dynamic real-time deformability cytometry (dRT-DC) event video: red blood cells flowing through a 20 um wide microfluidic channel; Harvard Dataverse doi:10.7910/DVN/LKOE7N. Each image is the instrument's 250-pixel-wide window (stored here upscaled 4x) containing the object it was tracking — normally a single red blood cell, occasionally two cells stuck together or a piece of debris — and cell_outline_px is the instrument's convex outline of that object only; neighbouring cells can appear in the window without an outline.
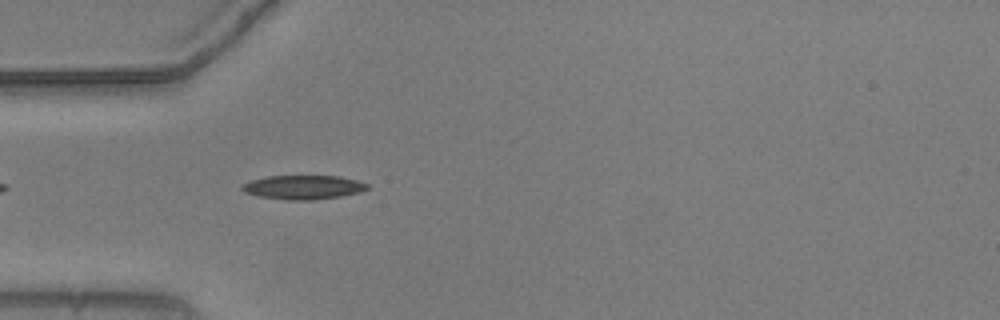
{"species": "common noctule bat (a hibernating species)", "species_latin": "Nyctalus noctula", "temperature_condition": "warm", "stored_images_in_passage": 37, "camera_frame_rate_fps": 3000, "um_per_image_px": 0.085, "animal": {"sex": "male", "body_mass_g": 20.5, "forearm_length_mm": 52.5}, "frame": {"image": 1, "passage_image": 3, "time_ms": 0.667, "image_size_px": [1000, 320], "cell_outline_px": [[368, 188], [360, 192], [340, 196], [312, 200], [288, 200], [260, 196], [244, 192], [240, 188], [244, 184], [252, 180], [268, 176], [340, 176], [356, 180], [368, 184]], "centroid_in_image_um": [25.79, 15.91], "position_along_channel_um": 59.2, "area_um2": 17.34}}
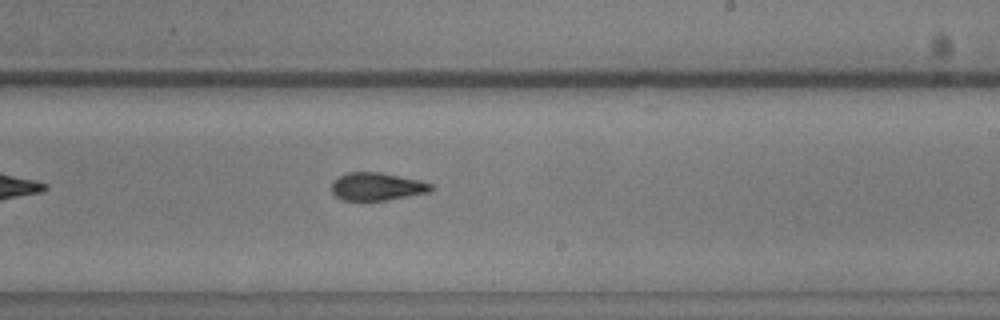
{"frame": {"image": 2, "passage_image": 19, "time_ms": 6.0, "image_size_px": [1000, 320], "cell_outline_px": [[432, 188], [428, 192], [388, 200], [340, 200], [332, 192], [332, 184], [340, 176], [348, 172], [380, 172], [420, 180], [432, 184]], "centroid_in_image_um": [32.04, 15.86], "position_along_channel_um": 257.0, "area_um2": 15.95}}
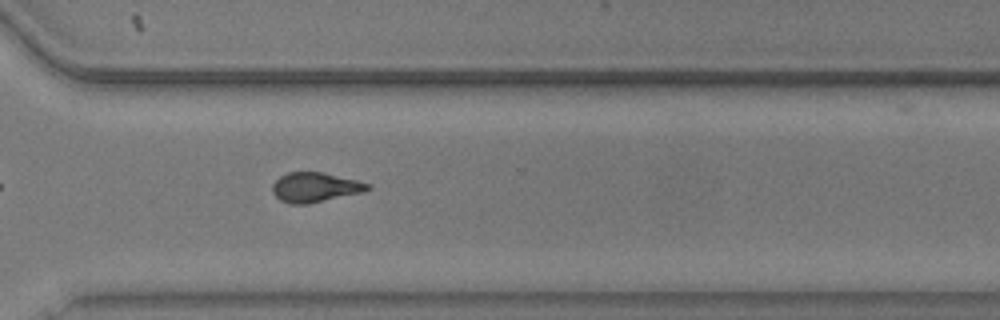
{"frame": {"image": 3, "passage_image": 26, "time_ms": 8.333, "image_size_px": [1000, 320], "cell_outline_px": [[372, 188], [364, 192], [308, 204], [288, 204], [280, 200], [272, 192], [272, 184], [280, 176], [288, 172], [324, 172], [372, 184]], "centroid_in_image_um": [26.8, 15.92], "position_along_channel_um": 343.8, "area_um2": 16.65}, "authors_computed_cell_mechanics": {"area_um2": 16.5308, "velocity_mm_per_s": 3.7344, "shape_relaxation_time_tau1_ms": 6.0273, "shape_relaxation_time_tau2_ms": 2.9941, "deformation_change_tau1": 0.1798, "deformation_change_tau2": 0.0977}}